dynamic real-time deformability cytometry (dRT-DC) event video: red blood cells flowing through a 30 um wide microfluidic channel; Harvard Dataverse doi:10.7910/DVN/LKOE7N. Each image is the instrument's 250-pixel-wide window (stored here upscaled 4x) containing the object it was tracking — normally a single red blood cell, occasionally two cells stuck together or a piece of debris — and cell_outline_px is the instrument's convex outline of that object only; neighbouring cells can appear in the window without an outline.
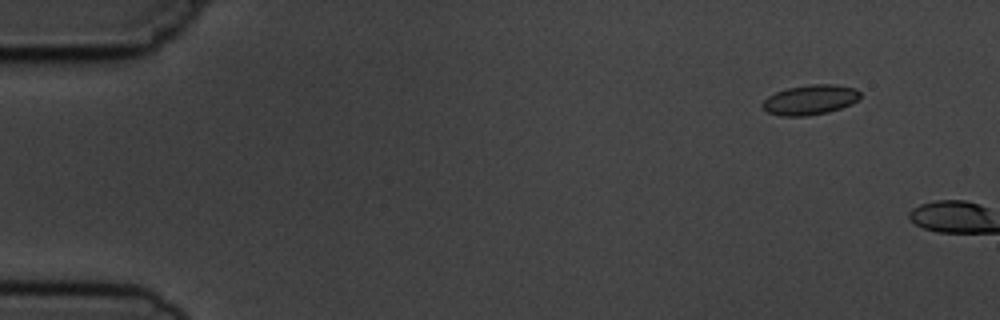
{"species": "common noctule bat (a hibernating species)", "species_latin": "Nyctalus noctula", "temperature_condition": "cold", "stored_images_in_passage": 2, "camera_frame_rate_fps": 3000, "um_per_image_px": 0.085, "animal": {"sex": "male", "body_mass_g": 19.5, "forearm_length_mm": 54.6}, "frame": {"image": 1, "passage_image": 1, "time_ms": 0.0, "image_size_px": [1000, 320], "cell_outline_px": [[860, 100], [852, 104], [828, 112], [804, 116], [780, 116], [768, 112], [760, 108], [760, 104], [768, 96], [776, 92], [788, 88], [808, 84], [832, 84], [856, 88], [860, 92]], "centroid_in_image_um": [68.85, 8.48], "position_along_channel_um": 16.1, "area_um2": 17.22}}